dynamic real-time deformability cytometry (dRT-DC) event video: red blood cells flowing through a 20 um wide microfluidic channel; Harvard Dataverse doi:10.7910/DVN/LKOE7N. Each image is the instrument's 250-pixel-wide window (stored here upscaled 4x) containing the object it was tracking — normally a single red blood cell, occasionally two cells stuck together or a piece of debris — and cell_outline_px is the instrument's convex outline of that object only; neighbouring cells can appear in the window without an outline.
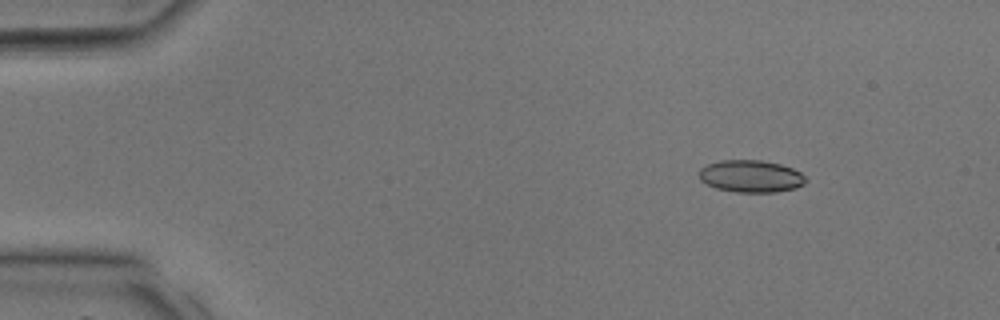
{"species": "common noctule bat (a hibernating species)", "species_latin": "Nyctalus noctula", "temperature_condition": "room temperature", "stored_images_in_passage": 10, "camera_frame_rate_fps": 3000, "um_per_image_px": 0.085, "animal": {"sex": "male", "body_mass_g": 17.9, "forearm_length_mm": 54.2}, "frame": {"image": 1, "passage_image": 5, "time_ms": 1.333, "image_size_px": [1000, 320], "cell_outline_px": [[808, 180], [804, 184], [796, 188], [776, 192], [736, 192], [716, 188], [700, 180], [700, 168], [708, 164], [720, 160], [760, 160], [780, 164], [792, 168], [800, 172]], "centroid_in_image_um": [63.85, 14.98], "position_along_channel_um": 21.2, "area_um2": 20.0}}